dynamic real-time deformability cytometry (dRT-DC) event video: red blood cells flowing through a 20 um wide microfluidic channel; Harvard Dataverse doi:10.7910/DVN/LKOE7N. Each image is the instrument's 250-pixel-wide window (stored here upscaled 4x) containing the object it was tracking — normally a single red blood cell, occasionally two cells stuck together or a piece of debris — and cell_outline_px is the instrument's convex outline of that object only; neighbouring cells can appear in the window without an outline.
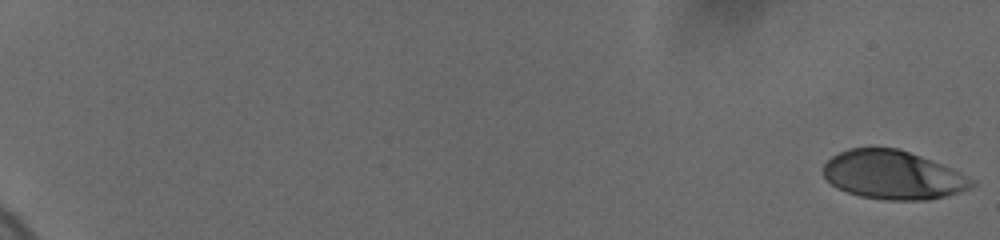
{"species": "human", "species_latin": "Homo sapiens", "temperature_condition": "cold", "stored_images_in_passage": 15, "camera_frame_rate_fps": 3000, "um_per_image_px": 0.085, "donor": {"sex": "female"}, "frame": {"image": 1, "passage_image": 1, "time_ms": 0.0, "image_size_px": [1000, 240], "cell_outline_px": [[976, 184], [972, 188], [960, 192], [928, 200], [888, 200], [860, 196], [848, 192], [832, 184], [824, 176], [824, 164], [832, 156], [848, 148], [896, 148], [920, 156], [952, 168], [976, 180]], "centroid_in_image_um": [75.94, 14.88], "position_along_channel_um": 9.1, "area_um2": 41.85}}
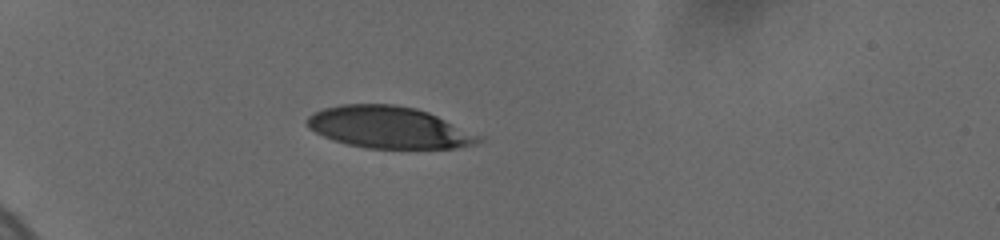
{"frame": {"image": 2, "passage_image": 11, "time_ms": 6.333, "image_size_px": [1000, 240], "cell_outline_px": [[484, 136], [480, 140], [472, 144], [456, 148], [368, 148], [348, 144], [332, 140], [308, 128], [304, 120], [312, 112], [324, 108], [340, 104], [392, 104], [416, 108], [428, 112]], "centroid_in_image_um": [33.03, 10.82], "position_along_channel_um": 52.0, "area_um2": 41.85}}
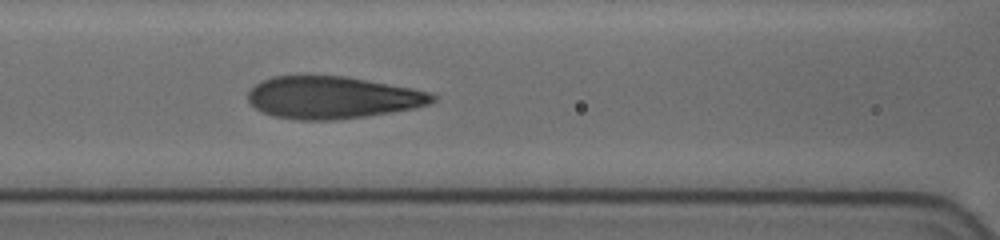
{"frame": {"image": 3, "passage_image": 15, "time_ms": 9.667, "image_size_px": [1000, 240], "cell_outline_px": [[436, 100], [428, 104], [416, 108], [392, 112], [364, 116], [332, 120], [300, 120], [272, 116], [260, 112], [248, 100], [248, 92], [260, 80], [272, 76], [344, 76], [368, 80], [412, 88], [432, 92], [436, 96]], "centroid_in_image_um": [28.25, 8.29], "position_along_channel_um": 138.3, "area_um2": 45.49}}